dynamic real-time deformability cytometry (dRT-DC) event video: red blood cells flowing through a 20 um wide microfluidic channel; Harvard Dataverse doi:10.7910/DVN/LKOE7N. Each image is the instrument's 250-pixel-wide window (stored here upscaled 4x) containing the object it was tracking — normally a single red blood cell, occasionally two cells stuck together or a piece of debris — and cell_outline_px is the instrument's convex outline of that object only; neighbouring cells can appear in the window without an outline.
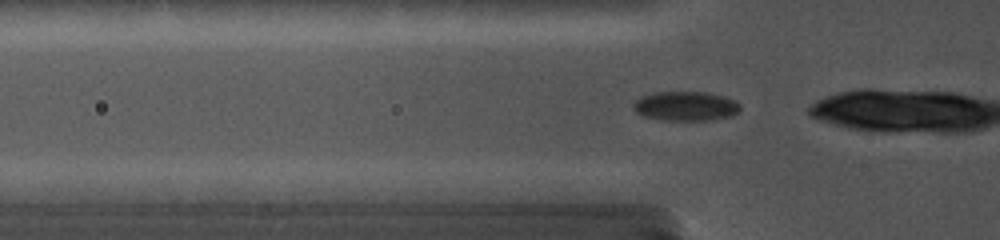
{"species": "common noctule bat (a hibernating species)", "species_latin": "Nyctalus noctula", "temperature_condition": "cold", "stored_images_in_passage": 24, "camera_frame_rate_fps": 5000, "um_per_image_px": 0.085, "animal": {"sex": "female", "body_mass_g": 19.0, "forearm_length_mm": 56.7}, "frame": {"image": 1, "passage_image": 2, "time_ms": 0.4, "image_size_px": [1000, 240], "cell_outline_px": [[740, 112], [732, 116], [708, 120], [660, 120], [644, 116], [636, 112], [632, 108], [632, 104], [640, 96], [652, 92], [708, 92], [724, 96], [740, 104]], "centroid_in_image_um": [58.26, 9.01], "position_along_channel_um": 67.5, "area_um2": 18.5}}
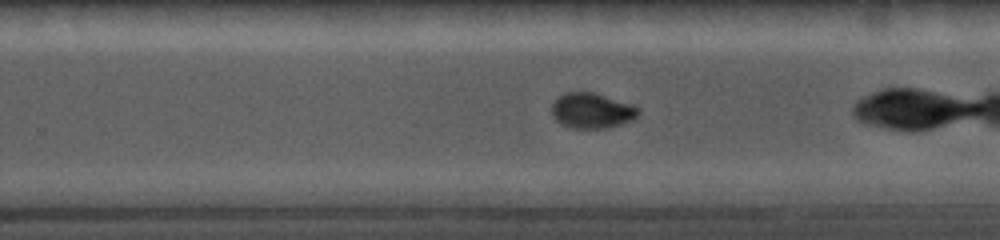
{"frame": {"image": 2, "passage_image": 18, "time_ms": 6.0, "image_size_px": [1000, 240], "cell_outline_px": [[640, 112], [636, 116], [628, 120], [604, 128], [576, 128], [564, 124], [556, 120], [552, 112], [552, 104], [564, 92], [592, 92], [632, 104], [640, 108]], "centroid_in_image_um": [50.3, 9.38], "position_along_channel_um": 279.5, "area_um2": 17.28}}
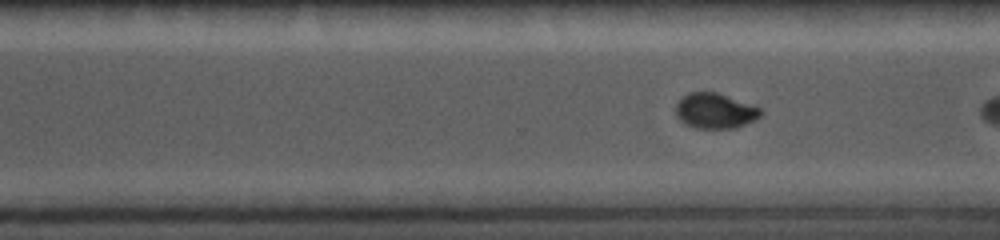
{"frame": {"image": 3, "passage_image": 21, "time_ms": 6.8, "image_size_px": [1000, 240], "cell_outline_px": [[764, 112], [760, 116], [744, 124], [732, 128], [700, 128], [688, 124], [680, 120], [676, 116], [676, 104], [688, 92], [716, 92], [760, 108]], "centroid_in_image_um": [60.76, 9.41], "position_along_channel_um": 309.8, "area_um2": 16.99}}